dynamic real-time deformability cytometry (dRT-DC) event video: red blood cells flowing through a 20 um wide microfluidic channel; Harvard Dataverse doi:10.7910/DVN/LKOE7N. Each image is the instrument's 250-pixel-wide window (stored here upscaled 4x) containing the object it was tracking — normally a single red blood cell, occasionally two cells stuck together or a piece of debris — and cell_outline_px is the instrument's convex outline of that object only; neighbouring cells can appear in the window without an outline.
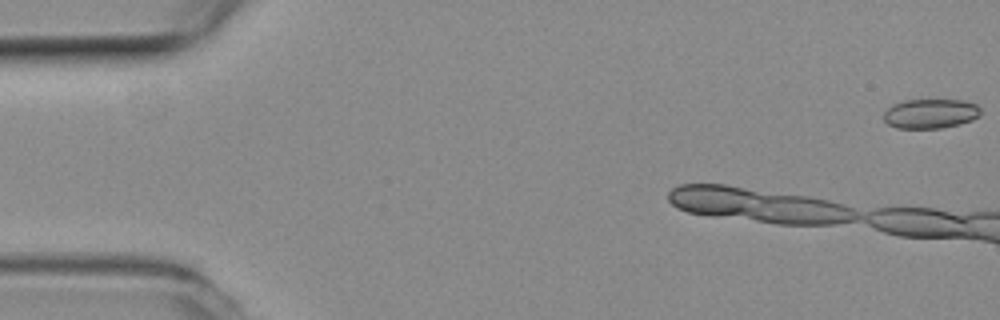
{"species": "common noctule bat (a hibernating species)", "species_latin": "Nyctalus noctula", "temperature_condition": "room temperature", "stored_images_in_passage": 5, "camera_frame_rate_fps": 3000, "um_per_image_px": 0.085, "animal": {"sex": "female", "body_mass_g": 19.3, "forearm_length_mm": 54.1}, "frame": {"image": 1, "passage_image": 1, "time_ms": 0.0, "image_size_px": [1000, 320], "cell_outline_px": [[980, 112], [972, 120], [960, 124], [940, 128], [896, 128], [888, 124], [884, 120], [884, 112], [892, 104], [904, 100], [960, 100], [976, 104], [980, 108]], "centroid_in_image_um": [79.05, 9.66], "position_along_channel_um": 5.9, "area_um2": 16.59}}